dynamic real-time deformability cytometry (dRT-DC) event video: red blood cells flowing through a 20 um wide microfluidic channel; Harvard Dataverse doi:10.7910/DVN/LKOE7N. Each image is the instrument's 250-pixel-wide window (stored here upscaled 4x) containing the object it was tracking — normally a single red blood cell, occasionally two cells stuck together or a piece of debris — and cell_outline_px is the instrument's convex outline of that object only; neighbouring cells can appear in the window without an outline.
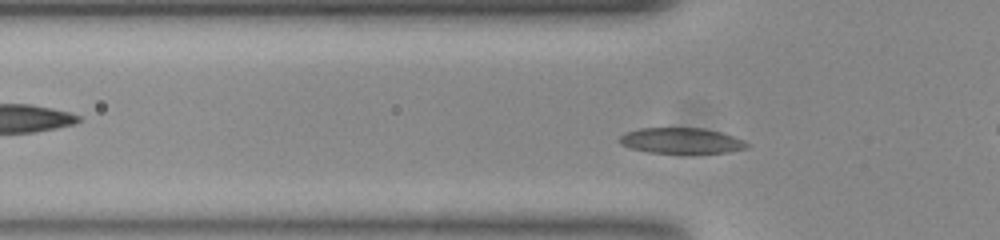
{"species": "common noctule bat (a hibernating species)", "species_latin": "Nyctalus noctula", "temperature_condition": "room temperature", "stored_images_in_passage": 48, "camera_frame_rate_fps": 3000, "um_per_image_px": 0.085, "animal": {"sex": "female", "body_mass_g": 23.0, "forearm_length_mm": 53.4}, "frame": {"image": 1, "passage_image": 10, "time_ms": 3.0, "image_size_px": [1000, 240], "cell_outline_px": [[748, 148], [728, 152], [648, 152], [632, 148], [620, 144], [616, 140], [624, 132], [640, 128], [704, 128], [720, 132], [744, 140], [748, 144]], "centroid_in_image_um": [57.87, 11.94], "position_along_channel_um": 67.9, "area_um2": 18.84}}
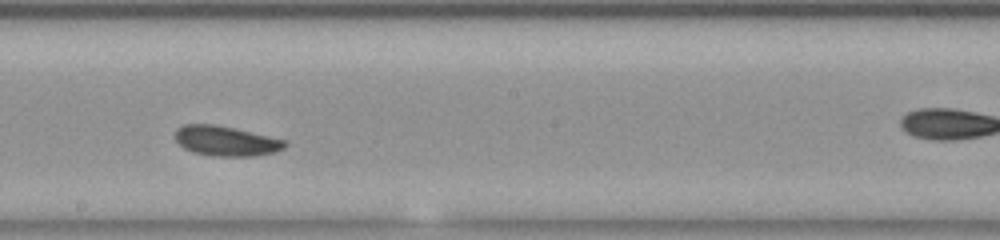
{"frame": {"image": 2, "passage_image": 23, "time_ms": 7.333, "image_size_px": [1000, 240], "cell_outline_px": [[288, 144], [284, 148], [272, 152], [256, 156], [212, 156], [192, 152], [184, 148], [176, 140], [176, 128], [184, 124], [216, 124], [284, 140]], "centroid_in_image_um": [19.17, 11.98], "position_along_channel_um": 229.0, "area_um2": 18.96}}
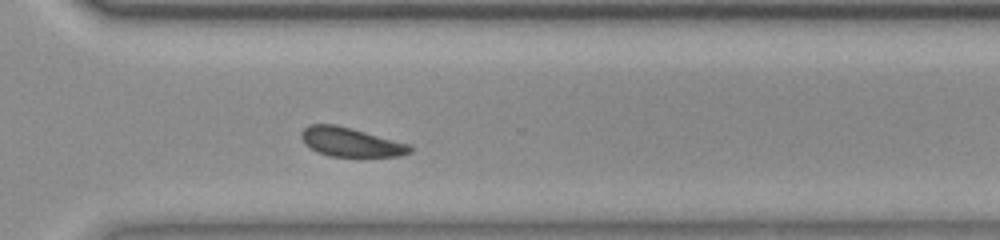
{"frame": {"image": 3, "passage_image": 32, "time_ms": 10.333, "image_size_px": [1000, 240], "cell_outline_px": [[412, 152], [400, 156], [328, 156], [316, 152], [308, 148], [304, 144], [300, 136], [300, 132], [308, 124], [336, 124], [352, 128], [412, 144]], "centroid_in_image_um": [29.79, 12.07], "position_along_channel_um": 340.8, "area_um2": 18.79}, "authors_computed_cell_mechanics": {"area_um2": 18.8139, "velocity_mm_per_s": 3.7302, "shape_relaxation_time_tau1_ms": null, "shape_relaxation_time_tau2_ms": 4.4032, "deformation_change_tau1": null, "deformation_change_tau2": 0.0826}}